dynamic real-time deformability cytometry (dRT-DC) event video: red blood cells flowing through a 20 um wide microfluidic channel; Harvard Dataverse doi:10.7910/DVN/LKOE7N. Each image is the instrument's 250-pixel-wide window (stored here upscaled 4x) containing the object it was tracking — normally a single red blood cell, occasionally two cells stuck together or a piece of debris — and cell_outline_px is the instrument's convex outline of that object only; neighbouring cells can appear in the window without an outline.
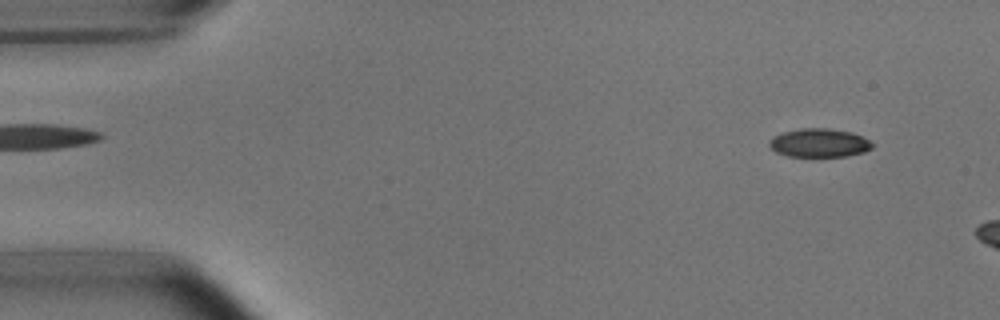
{"species": "common noctule bat (a hibernating species)", "species_latin": "Nyctalus noctula", "temperature_condition": "room temperature", "stored_images_in_passage": 9, "camera_frame_rate_fps": 3000, "um_per_image_px": 0.085, "animal": {"sex": "male", "body_mass_g": 15.6}, "frame": {"image": 1, "passage_image": 4, "time_ms": 1.0, "image_size_px": [1000, 320], "cell_outline_px": [[872, 148], [864, 152], [844, 156], [788, 156], [776, 152], [768, 144], [768, 140], [772, 136], [784, 132], [804, 128], [828, 128], [852, 132], [868, 140], [872, 144]], "centroid_in_image_um": [69.6, 12.14], "position_along_channel_um": 15.4, "area_um2": 16.99}}